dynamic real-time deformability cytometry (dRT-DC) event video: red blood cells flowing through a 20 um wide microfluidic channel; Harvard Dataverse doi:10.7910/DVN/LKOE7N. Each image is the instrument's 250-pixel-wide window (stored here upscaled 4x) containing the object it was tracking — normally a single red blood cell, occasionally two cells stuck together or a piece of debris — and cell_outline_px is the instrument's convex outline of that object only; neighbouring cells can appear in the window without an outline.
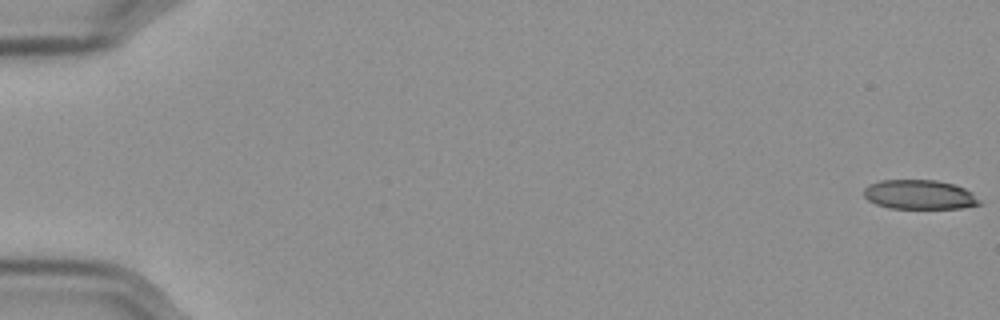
{"species": "Egyptian fruit bat (a non-hibernating species)", "species_latin": "Rousettus aegyptiacus", "temperature_condition": "cold", "stored_images_in_passage": 58, "camera_frame_rate_fps": 3000, "um_per_image_px": 0.085, "frame": {"image": 1, "passage_image": 1, "time_ms": 0.0, "image_size_px": [1000, 320], "cell_outline_px": [[980, 204], [960, 208], [888, 208], [876, 204], [868, 200], [864, 196], [864, 188], [868, 184], [880, 180], [936, 180], [952, 184], [964, 188], [972, 192], [980, 200]], "centroid_in_image_um": [78.12, 16.54], "position_along_channel_um": 6.9, "area_um2": 19.77}}
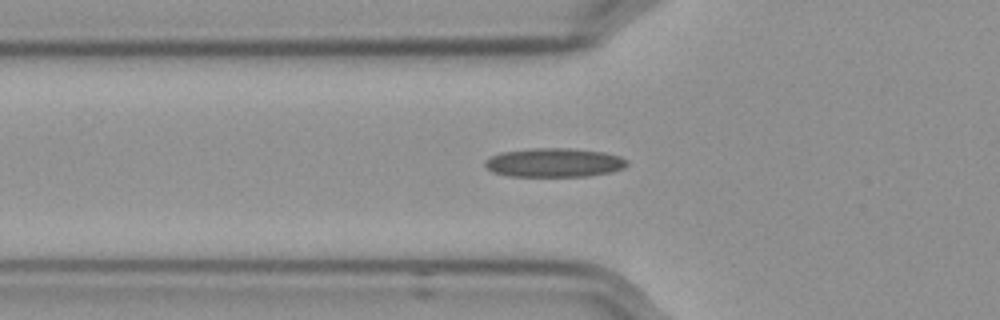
{"frame": {"image": 2, "passage_image": 21, "time_ms": 6.667, "image_size_px": [1000, 320], "cell_outline_px": [[628, 164], [624, 168], [612, 172], [588, 176], [508, 176], [492, 172], [484, 164], [484, 160], [500, 152], [532, 148], [568, 148], [604, 152], [620, 156], [628, 160]], "centroid_in_image_um": [47.12, 13.82], "position_along_channel_um": 78.7, "area_um2": 24.1}}
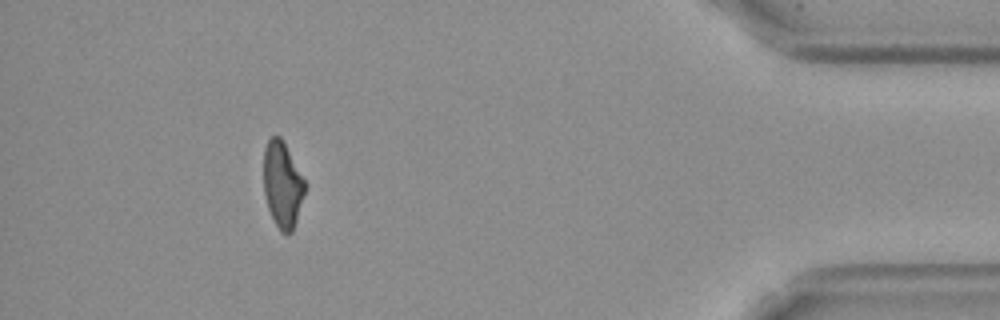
{"frame": {"image": 3, "passage_image": 53, "time_ms": 17.333, "image_size_px": [1000, 320], "cell_outline_px": [[308, 184], [292, 232], [280, 232], [268, 208], [264, 192], [264, 148], [268, 140], [272, 136], [280, 136]], "centroid_in_image_um": [24.03, 15.67], "position_along_channel_um": 411.2, "area_um2": 20.63}, "authors_computed_cell_mechanics": {"area_um2": 22.0507, "velocity_mm_per_s": 3.5879, "shape_relaxation_time_tau1_ms": null, "shape_relaxation_time_tau2_ms": 3.6361, "deformation_change_tau1": null, "deformation_change_tau2": 0.1311}}